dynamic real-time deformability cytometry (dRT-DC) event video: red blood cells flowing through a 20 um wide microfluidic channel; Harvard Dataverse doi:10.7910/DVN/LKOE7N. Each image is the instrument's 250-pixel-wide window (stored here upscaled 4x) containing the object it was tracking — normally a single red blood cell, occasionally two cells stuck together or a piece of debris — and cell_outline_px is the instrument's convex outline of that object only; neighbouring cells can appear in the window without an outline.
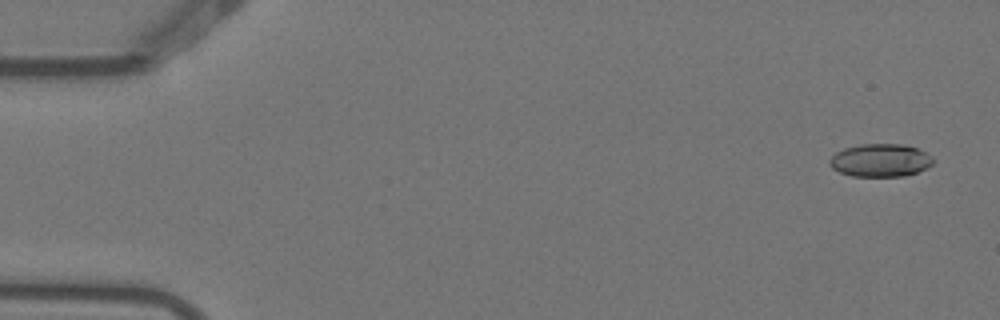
{"species": "Egyptian fruit bat (a non-hibernating species)", "species_latin": "Rousettus aegyptiacus", "temperature_condition": "warm", "stored_images_in_passage": 3, "camera_frame_rate_fps": 3000, "um_per_image_px": 0.085, "animal": {"sex": "female"}, "frame": {"image": 1, "passage_image": 1, "time_ms": 0.0, "image_size_px": [1000, 320], "cell_outline_px": [[932, 164], [928, 168], [904, 176], [852, 176], [840, 172], [832, 168], [828, 164], [828, 160], [836, 152], [844, 148], [860, 144], [904, 144], [916, 148], [932, 156]], "centroid_in_image_um": [74.8, 13.62], "position_along_channel_um": 10.2, "area_um2": 19.88}}